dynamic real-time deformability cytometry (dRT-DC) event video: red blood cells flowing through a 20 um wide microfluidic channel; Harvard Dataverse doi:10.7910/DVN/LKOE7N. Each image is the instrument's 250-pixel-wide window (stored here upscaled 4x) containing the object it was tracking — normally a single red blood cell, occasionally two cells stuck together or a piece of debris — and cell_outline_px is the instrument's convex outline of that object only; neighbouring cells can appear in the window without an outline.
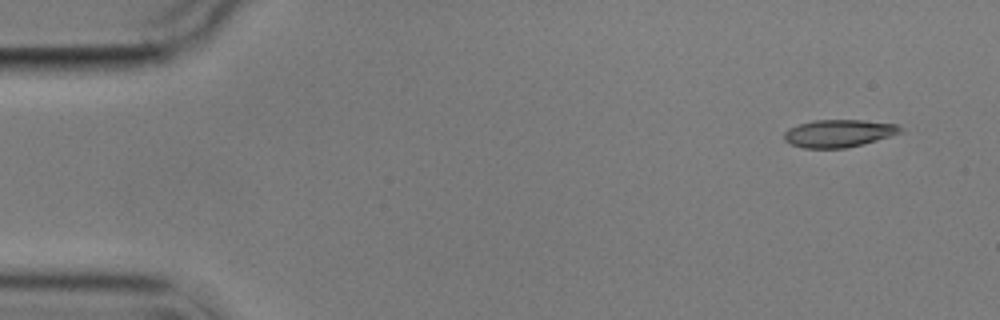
{"species": "common noctule bat (a hibernating species)", "species_latin": "Nyctalus noctula", "temperature_condition": "cold", "stored_images_in_passage": 7, "camera_frame_rate_fps": 3000, "um_per_image_px": 0.085, "animal": {"sex": "male", "body_mass_g": 17.9}, "frame": {"image": 1, "passage_image": 1, "time_ms": 0.0, "image_size_px": [1000, 320], "cell_outline_px": [[904, 132], [876, 140], [844, 148], [804, 148], [792, 144], [784, 140], [784, 132], [788, 128], [812, 120], [864, 120], [900, 124], [904, 128]], "centroid_in_image_um": [71.33, 11.32], "position_along_channel_um": 13.7, "area_um2": 18.73}}
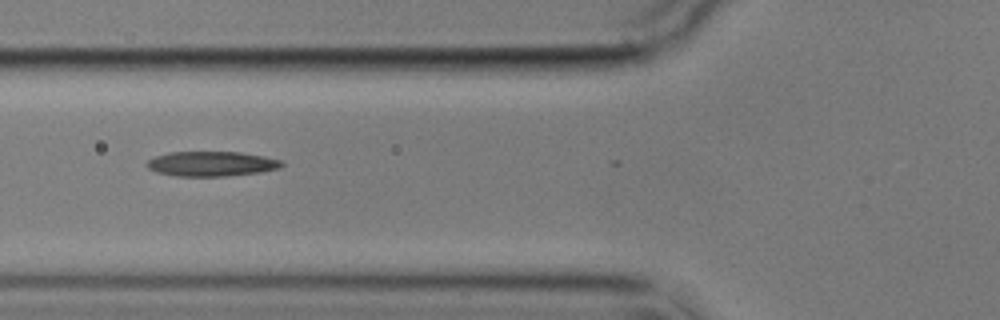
{"frame": {"image": 2, "passage_image": 6, "time_ms": 5.667, "image_size_px": [1000, 320], "cell_outline_px": [[284, 164], [280, 168], [260, 172], [224, 176], [176, 176], [156, 172], [148, 168], [144, 164], [148, 160], [156, 156], [168, 152], [240, 152], [264, 156], [280, 160]], "centroid_in_image_um": [17.95, 13.92], "position_along_channel_um": 107.8, "area_um2": 19.54}}